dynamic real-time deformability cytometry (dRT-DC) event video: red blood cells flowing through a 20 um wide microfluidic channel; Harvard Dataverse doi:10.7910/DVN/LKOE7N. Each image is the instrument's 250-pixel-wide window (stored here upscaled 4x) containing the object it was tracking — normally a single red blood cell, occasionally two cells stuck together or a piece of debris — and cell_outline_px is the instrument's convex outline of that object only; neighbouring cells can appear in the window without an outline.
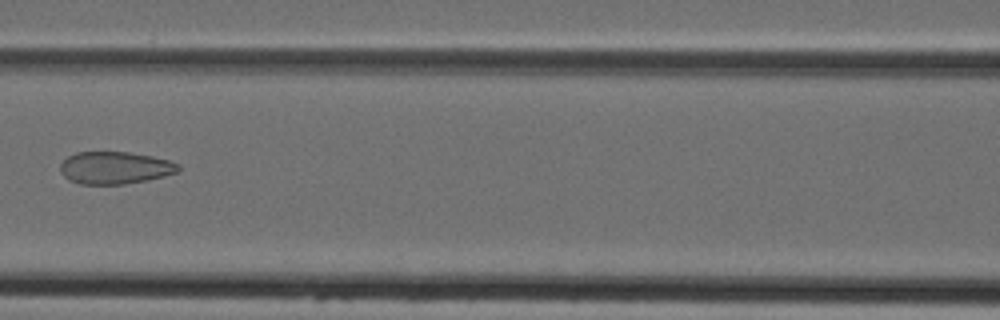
{"species": "Egyptian fruit bat (a non-hibernating species)", "species_latin": "Rousettus aegyptiacus", "temperature_condition": "cold", "stored_images_in_passage": 4, "camera_frame_rate_fps": 3000, "um_per_image_px": 0.085, "animal": {"sex": "female"}, "frame": {"image": 1, "passage_image": 3, "time_ms": 2.333, "image_size_px": [1000, 320], "cell_outline_px": [[180, 172], [148, 180], [124, 184], [80, 184], [68, 180], [64, 176], [60, 168], [60, 164], [68, 156], [76, 152], [128, 152], [152, 156], [168, 160], [180, 164]], "centroid_in_image_um": [9.79, 14.26], "position_along_channel_um": 156.8, "area_um2": 22.37}}
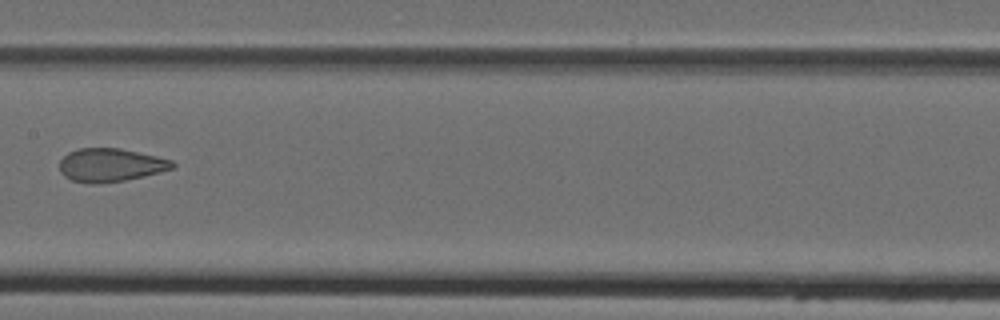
{"frame": {"image": 2, "passage_image": 4, "time_ms": 3.333, "image_size_px": [1000, 320], "cell_outline_px": [[176, 168], [144, 176], [124, 180], [96, 184], [88, 184], [72, 180], [64, 176], [60, 172], [60, 160], [68, 152], [76, 148], [120, 148], [156, 156], [172, 160], [176, 164]], "centroid_in_image_um": [9.4, 14.03], "position_along_channel_um": 198.0, "area_um2": 22.08}}